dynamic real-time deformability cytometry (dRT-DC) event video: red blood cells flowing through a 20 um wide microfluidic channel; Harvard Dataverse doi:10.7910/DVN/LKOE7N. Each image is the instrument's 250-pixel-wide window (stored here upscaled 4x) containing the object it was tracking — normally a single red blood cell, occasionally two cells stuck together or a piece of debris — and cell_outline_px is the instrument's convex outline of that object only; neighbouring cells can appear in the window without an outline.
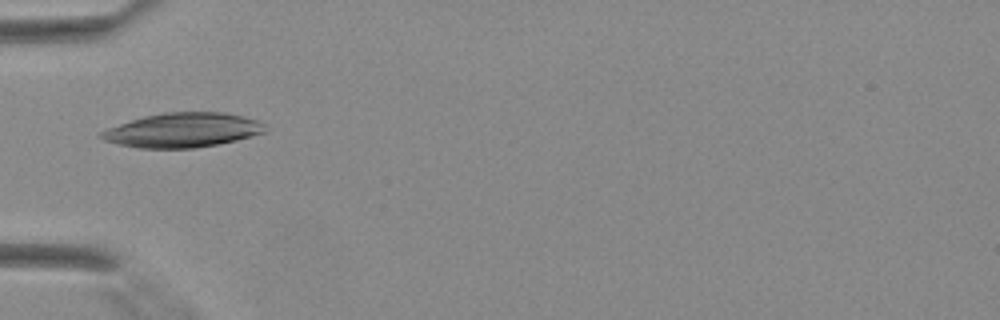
{"species": "Egyptian fruit bat (a non-hibernating species)", "species_latin": "Rousettus aegyptiacus", "temperature_condition": "warm", "stored_images_in_passage": 6, "camera_frame_rate_fps": 3000, "um_per_image_px": 0.085, "animal": {"sex": "female"}, "frame": {"image": 1, "passage_image": 5, "time_ms": 1.333, "image_size_px": [1000, 320], "cell_outline_px": [[268, 132], [236, 140], [196, 148], [140, 148], [120, 144], [104, 140], [100, 136], [100, 132], [108, 128], [144, 116], [164, 112], [224, 112], [256, 120], [264, 124], [268, 128]], "centroid_in_image_um": [15.57, 11.06], "position_along_channel_um": 69.4, "area_um2": 32.66}}
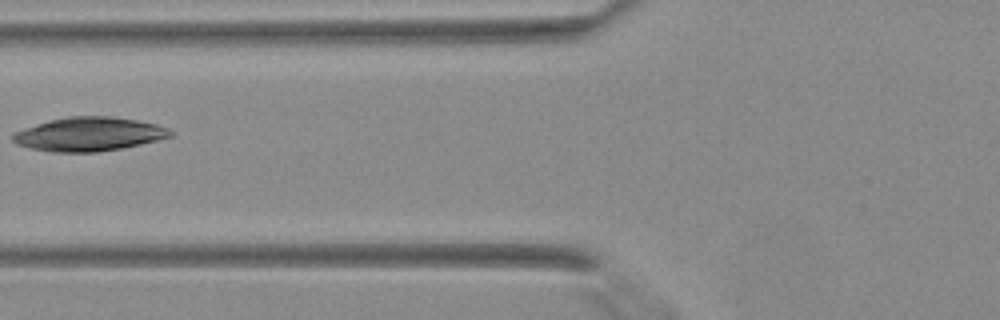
{"frame": {"image": 2, "passage_image": 6, "time_ms": 1.667, "image_size_px": [1000, 320], "cell_outline_px": [[176, 132], [172, 136], [140, 144], [120, 148], [96, 152], [52, 152], [32, 148], [16, 144], [12, 140], [12, 132], [48, 120], [68, 116], [112, 116], [136, 120], [156, 124], [168, 128]], "centroid_in_image_um": [7.55, 11.39], "position_along_channel_um": 118.3, "area_um2": 31.1}}